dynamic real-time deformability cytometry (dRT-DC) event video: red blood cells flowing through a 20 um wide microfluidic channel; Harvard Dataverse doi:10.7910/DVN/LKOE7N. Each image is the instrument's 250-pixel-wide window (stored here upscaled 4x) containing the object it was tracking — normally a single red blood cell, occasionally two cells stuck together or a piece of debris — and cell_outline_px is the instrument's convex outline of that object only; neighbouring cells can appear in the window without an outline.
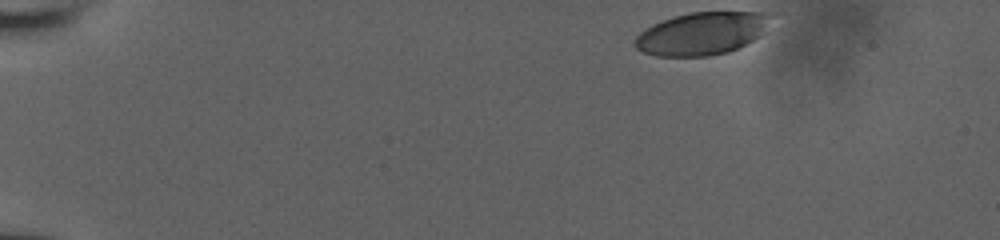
{"species": "human", "species_latin": "Homo sapiens", "temperature_condition": "room temperature", "stored_images_in_passage": 40, "camera_frame_rate_fps": 3000, "um_per_image_px": 0.085, "donor": {"sex": "male"}, "frame": {"image": 1, "passage_image": 1, "time_ms": 0.0, "image_size_px": [1000, 240], "cell_outline_px": [[780, 12], [760, 36], [728, 52], [708, 56], [656, 56], [644, 52], [636, 48], [632, 44], [636, 36], [644, 28], [652, 24], [676, 16], [692, 12]], "centroid_in_image_um": [59.71, 2.83], "position_along_channel_um": 25.3, "area_um2": 34.16}}
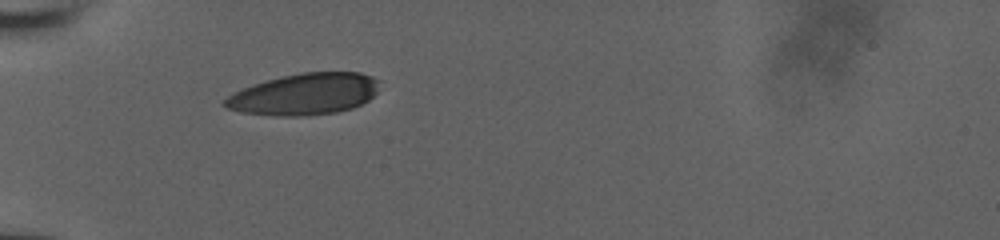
{"frame": {"image": 2, "passage_image": 27, "time_ms": 3.667, "image_size_px": [1000, 240], "cell_outline_px": [[380, 80], [376, 92], [368, 100], [352, 108], [336, 112], [300, 116], [276, 116], [240, 112], [228, 108], [220, 104], [228, 96], [244, 88], [280, 76], [304, 72], [360, 72], [372, 76]], "centroid_in_image_um": [25.89, 8.0], "position_along_channel_um": 59.1, "area_um2": 37.22}}
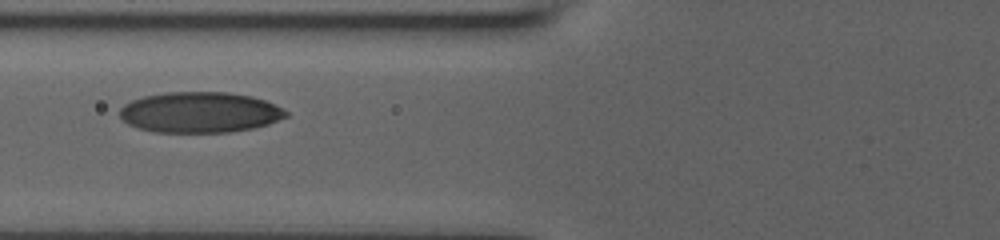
{"frame": {"image": 3, "passage_image": 39, "time_ms": 5.333, "image_size_px": [1000, 240], "cell_outline_px": [[288, 116], [268, 124], [252, 128], [228, 132], [156, 132], [140, 128], [128, 124], [120, 116], [120, 108], [124, 104], [132, 100], [144, 96], [164, 92], [228, 92], [252, 96], [276, 104], [284, 108], [288, 112]], "centroid_in_image_um": [17.01, 9.54], "position_along_channel_um": 108.8, "area_um2": 39.48}}